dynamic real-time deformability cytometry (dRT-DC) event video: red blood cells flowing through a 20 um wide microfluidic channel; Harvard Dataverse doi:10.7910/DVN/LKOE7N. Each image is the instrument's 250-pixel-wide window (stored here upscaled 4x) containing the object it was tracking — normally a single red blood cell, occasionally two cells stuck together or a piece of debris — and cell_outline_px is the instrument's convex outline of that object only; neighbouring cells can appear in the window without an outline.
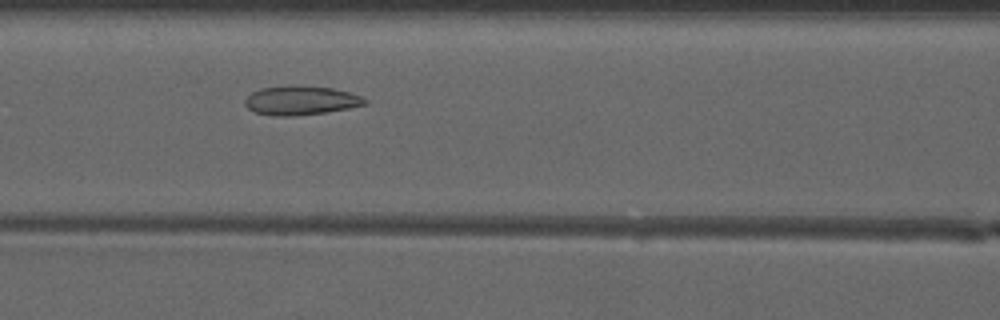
{"species": "common noctule bat (a hibernating species)", "species_latin": "Nyctalus noctula", "temperature_condition": "warm", "stored_images_in_passage": 46, "camera_frame_rate_fps": 3000, "um_per_image_px": 0.085, "animal": {"sex": "male", "forearm_length_mm": 52.5}, "frame": {"image": 1, "passage_image": 19, "time_ms": 6.0, "image_size_px": [1000, 320], "cell_outline_px": [[368, 104], [348, 108], [324, 112], [296, 116], [276, 116], [256, 112], [248, 108], [244, 104], [244, 100], [252, 92], [260, 88], [292, 84], [332, 88], [364, 96], [368, 100]], "centroid_in_image_um": [25.58, 8.52], "position_along_channel_um": 141.0, "area_um2": 20.52}}
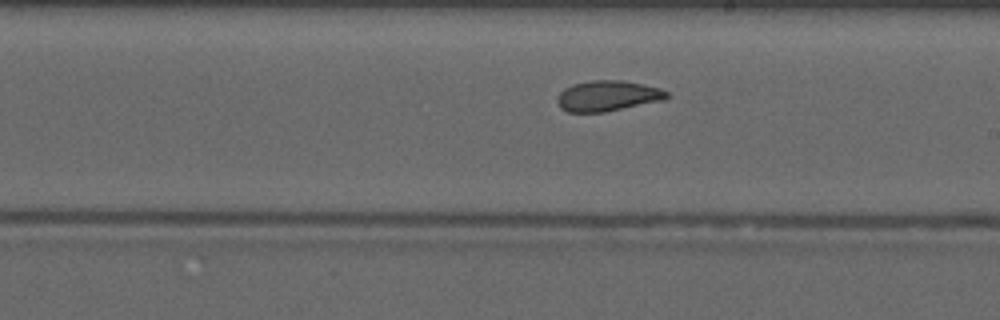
{"frame": {"image": 2, "passage_image": 26, "time_ms": 8.333, "image_size_px": [1000, 320], "cell_outline_px": [[668, 96], [664, 100], [604, 112], [568, 112], [560, 108], [556, 100], [556, 96], [564, 88], [572, 84], [592, 80], [624, 80], [644, 84], [660, 88], [668, 92]], "centroid_in_image_um": [51.62, 8.14], "position_along_channel_um": 237.4, "area_um2": 19.65}}
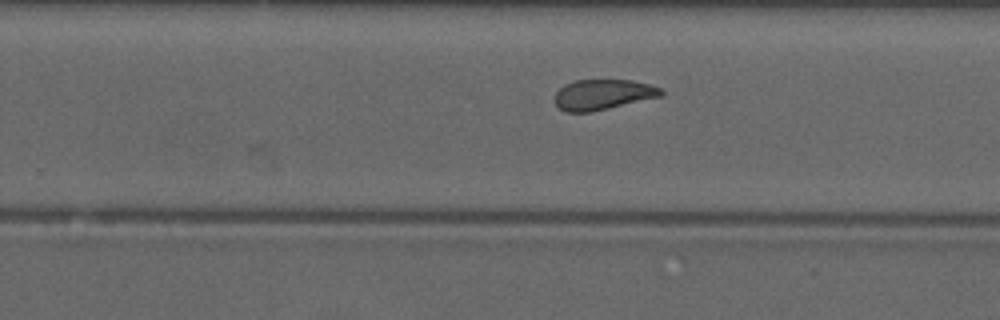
{"frame": {"image": 3, "passage_image": 29, "time_ms": 9.333, "image_size_px": [1000, 320], "cell_outline_px": [[664, 92], [660, 96], [592, 112], [564, 112], [552, 100], [556, 92], [564, 84], [576, 80], [632, 80], [652, 84], [660, 88]], "centroid_in_image_um": [51.21, 8.03], "position_along_channel_um": 278.6, "area_um2": 18.9}, "authors_computed_cell_mechanics": {"area_um2": 20.3167, "velocity_mm_per_s": 4.1424, "shape_relaxation_time_tau1_ms": null, "shape_relaxation_time_tau2_ms": 1.6965, "deformation_change_tau1": null, "deformation_change_tau2": 0.083}}